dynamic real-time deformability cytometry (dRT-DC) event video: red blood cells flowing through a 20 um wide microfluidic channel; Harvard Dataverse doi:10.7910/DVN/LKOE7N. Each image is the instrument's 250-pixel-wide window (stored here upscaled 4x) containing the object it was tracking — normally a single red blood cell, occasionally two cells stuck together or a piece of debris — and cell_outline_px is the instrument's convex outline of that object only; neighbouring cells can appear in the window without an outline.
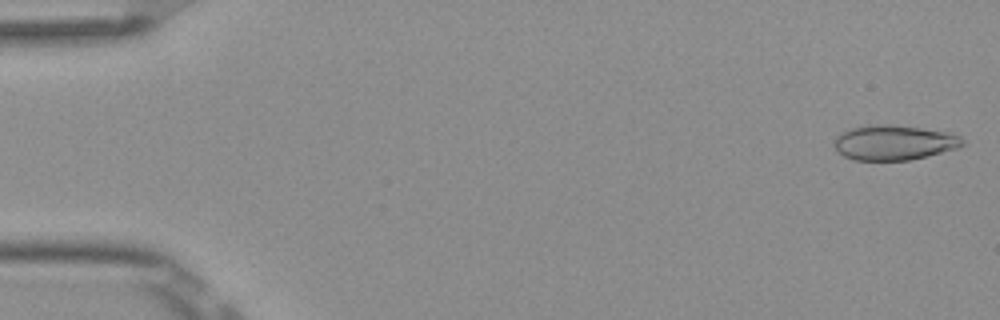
{"species": "Egyptian fruit bat (a non-hibernating species)", "species_latin": "Rousettus aegyptiacus", "temperature_condition": "room temperature", "stored_images_in_passage": 5, "camera_frame_rate_fps": 3000, "um_per_image_px": 0.085, "frame": {"image": 1, "passage_image": 1, "time_ms": 0.0, "image_size_px": [1000, 320], "cell_outline_px": [[964, 144], [960, 148], [908, 160], [852, 160], [844, 156], [832, 144], [836, 136], [852, 128], [872, 124], [892, 124], [948, 132], [960, 136], [964, 140]], "centroid_in_image_um": [76.0, 12.11], "position_along_channel_um": 9.0, "area_um2": 26.13}}
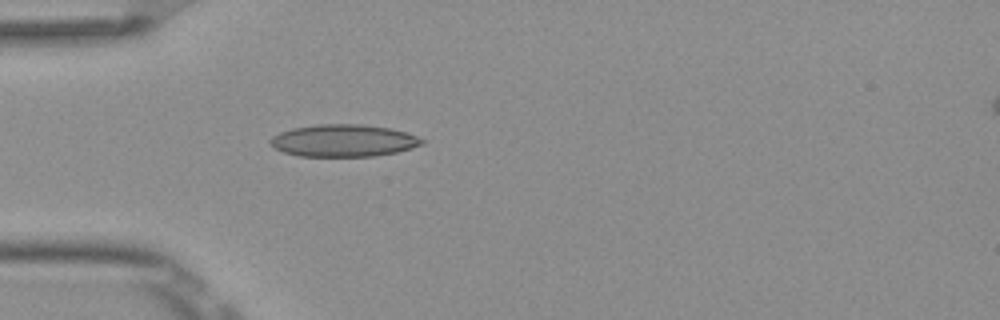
{"frame": {"image": 2, "passage_image": 5, "time_ms": 1.333, "image_size_px": [1000, 320], "cell_outline_px": [[424, 144], [412, 148], [396, 152], [372, 156], [300, 156], [284, 152], [276, 148], [268, 140], [272, 136], [280, 132], [292, 128], [316, 124], [364, 124], [392, 128], [416, 136], [424, 140]], "centroid_in_image_um": [29.2, 11.94], "position_along_channel_um": 55.8, "area_um2": 28.44}}